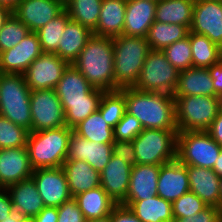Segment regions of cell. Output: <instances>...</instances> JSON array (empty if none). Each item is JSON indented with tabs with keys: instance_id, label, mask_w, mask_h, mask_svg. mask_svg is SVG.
Wrapping results in <instances>:
<instances>
[{
	"instance_id": "1",
	"label": "cell",
	"mask_w": 222,
	"mask_h": 222,
	"mask_svg": "<svg viewBox=\"0 0 222 222\" xmlns=\"http://www.w3.org/2000/svg\"><path fill=\"white\" fill-rule=\"evenodd\" d=\"M126 112L139 120L143 129L178 130L173 95L124 88Z\"/></svg>"
},
{
	"instance_id": "2",
	"label": "cell",
	"mask_w": 222,
	"mask_h": 222,
	"mask_svg": "<svg viewBox=\"0 0 222 222\" xmlns=\"http://www.w3.org/2000/svg\"><path fill=\"white\" fill-rule=\"evenodd\" d=\"M72 65L94 88L115 91L113 38L93 34Z\"/></svg>"
},
{
	"instance_id": "3",
	"label": "cell",
	"mask_w": 222,
	"mask_h": 222,
	"mask_svg": "<svg viewBox=\"0 0 222 222\" xmlns=\"http://www.w3.org/2000/svg\"><path fill=\"white\" fill-rule=\"evenodd\" d=\"M150 51L146 37H113L115 91L136 84Z\"/></svg>"
},
{
	"instance_id": "4",
	"label": "cell",
	"mask_w": 222,
	"mask_h": 222,
	"mask_svg": "<svg viewBox=\"0 0 222 222\" xmlns=\"http://www.w3.org/2000/svg\"><path fill=\"white\" fill-rule=\"evenodd\" d=\"M72 132L68 126L30 132L26 147L32 168L62 167Z\"/></svg>"
},
{
	"instance_id": "5",
	"label": "cell",
	"mask_w": 222,
	"mask_h": 222,
	"mask_svg": "<svg viewBox=\"0 0 222 222\" xmlns=\"http://www.w3.org/2000/svg\"><path fill=\"white\" fill-rule=\"evenodd\" d=\"M30 94L23 74L1 73L0 116L32 132Z\"/></svg>"
},
{
	"instance_id": "6",
	"label": "cell",
	"mask_w": 222,
	"mask_h": 222,
	"mask_svg": "<svg viewBox=\"0 0 222 222\" xmlns=\"http://www.w3.org/2000/svg\"><path fill=\"white\" fill-rule=\"evenodd\" d=\"M175 99L178 132L206 131L221 107L219 96H185Z\"/></svg>"
},
{
	"instance_id": "7",
	"label": "cell",
	"mask_w": 222,
	"mask_h": 222,
	"mask_svg": "<svg viewBox=\"0 0 222 222\" xmlns=\"http://www.w3.org/2000/svg\"><path fill=\"white\" fill-rule=\"evenodd\" d=\"M178 130L143 129L132 141L137 164L162 165L176 159Z\"/></svg>"
},
{
	"instance_id": "8",
	"label": "cell",
	"mask_w": 222,
	"mask_h": 222,
	"mask_svg": "<svg viewBox=\"0 0 222 222\" xmlns=\"http://www.w3.org/2000/svg\"><path fill=\"white\" fill-rule=\"evenodd\" d=\"M179 71L168 61L162 50H151L143 64L135 89L145 92L174 94Z\"/></svg>"
},
{
	"instance_id": "9",
	"label": "cell",
	"mask_w": 222,
	"mask_h": 222,
	"mask_svg": "<svg viewBox=\"0 0 222 222\" xmlns=\"http://www.w3.org/2000/svg\"><path fill=\"white\" fill-rule=\"evenodd\" d=\"M221 150L207 131L178 132L176 158L183 165L212 169Z\"/></svg>"
},
{
	"instance_id": "10",
	"label": "cell",
	"mask_w": 222,
	"mask_h": 222,
	"mask_svg": "<svg viewBox=\"0 0 222 222\" xmlns=\"http://www.w3.org/2000/svg\"><path fill=\"white\" fill-rule=\"evenodd\" d=\"M32 132L66 126L65 112L55 89L32 90Z\"/></svg>"
},
{
	"instance_id": "11",
	"label": "cell",
	"mask_w": 222,
	"mask_h": 222,
	"mask_svg": "<svg viewBox=\"0 0 222 222\" xmlns=\"http://www.w3.org/2000/svg\"><path fill=\"white\" fill-rule=\"evenodd\" d=\"M69 63L55 53H42L25 71L24 78L29 89H55Z\"/></svg>"
},
{
	"instance_id": "12",
	"label": "cell",
	"mask_w": 222,
	"mask_h": 222,
	"mask_svg": "<svg viewBox=\"0 0 222 222\" xmlns=\"http://www.w3.org/2000/svg\"><path fill=\"white\" fill-rule=\"evenodd\" d=\"M31 178L45 207H59L72 199L67 177L62 167L35 169Z\"/></svg>"
},
{
	"instance_id": "13",
	"label": "cell",
	"mask_w": 222,
	"mask_h": 222,
	"mask_svg": "<svg viewBox=\"0 0 222 222\" xmlns=\"http://www.w3.org/2000/svg\"><path fill=\"white\" fill-rule=\"evenodd\" d=\"M190 32L205 35L222 48V1H195Z\"/></svg>"
},
{
	"instance_id": "14",
	"label": "cell",
	"mask_w": 222,
	"mask_h": 222,
	"mask_svg": "<svg viewBox=\"0 0 222 222\" xmlns=\"http://www.w3.org/2000/svg\"><path fill=\"white\" fill-rule=\"evenodd\" d=\"M42 53L37 33L29 32L17 45L0 52V72L24 74Z\"/></svg>"
},
{
	"instance_id": "15",
	"label": "cell",
	"mask_w": 222,
	"mask_h": 222,
	"mask_svg": "<svg viewBox=\"0 0 222 222\" xmlns=\"http://www.w3.org/2000/svg\"><path fill=\"white\" fill-rule=\"evenodd\" d=\"M55 91L61 102L101 101L105 92L94 88L72 64L65 69Z\"/></svg>"
},
{
	"instance_id": "16",
	"label": "cell",
	"mask_w": 222,
	"mask_h": 222,
	"mask_svg": "<svg viewBox=\"0 0 222 222\" xmlns=\"http://www.w3.org/2000/svg\"><path fill=\"white\" fill-rule=\"evenodd\" d=\"M33 172L26 146L0 149L1 188L29 179Z\"/></svg>"
},
{
	"instance_id": "17",
	"label": "cell",
	"mask_w": 222,
	"mask_h": 222,
	"mask_svg": "<svg viewBox=\"0 0 222 222\" xmlns=\"http://www.w3.org/2000/svg\"><path fill=\"white\" fill-rule=\"evenodd\" d=\"M64 9L65 7L55 0H20L12 13L30 32H36Z\"/></svg>"
},
{
	"instance_id": "18",
	"label": "cell",
	"mask_w": 222,
	"mask_h": 222,
	"mask_svg": "<svg viewBox=\"0 0 222 222\" xmlns=\"http://www.w3.org/2000/svg\"><path fill=\"white\" fill-rule=\"evenodd\" d=\"M112 144L89 141L73 131L69 138L66 159L86 161L100 173L112 156Z\"/></svg>"
},
{
	"instance_id": "19",
	"label": "cell",
	"mask_w": 222,
	"mask_h": 222,
	"mask_svg": "<svg viewBox=\"0 0 222 222\" xmlns=\"http://www.w3.org/2000/svg\"><path fill=\"white\" fill-rule=\"evenodd\" d=\"M190 191L187 165L177 158L160 166L157 182V195L174 202L180 196Z\"/></svg>"
},
{
	"instance_id": "20",
	"label": "cell",
	"mask_w": 222,
	"mask_h": 222,
	"mask_svg": "<svg viewBox=\"0 0 222 222\" xmlns=\"http://www.w3.org/2000/svg\"><path fill=\"white\" fill-rule=\"evenodd\" d=\"M132 166L112 154L108 164L100 172L101 187L117 203L127 196Z\"/></svg>"
},
{
	"instance_id": "21",
	"label": "cell",
	"mask_w": 222,
	"mask_h": 222,
	"mask_svg": "<svg viewBox=\"0 0 222 222\" xmlns=\"http://www.w3.org/2000/svg\"><path fill=\"white\" fill-rule=\"evenodd\" d=\"M156 4L152 0H127L122 35L147 37L155 21Z\"/></svg>"
},
{
	"instance_id": "22",
	"label": "cell",
	"mask_w": 222,
	"mask_h": 222,
	"mask_svg": "<svg viewBox=\"0 0 222 222\" xmlns=\"http://www.w3.org/2000/svg\"><path fill=\"white\" fill-rule=\"evenodd\" d=\"M14 211L23 218H34L45 207L32 178L8 186Z\"/></svg>"
},
{
	"instance_id": "23",
	"label": "cell",
	"mask_w": 222,
	"mask_h": 222,
	"mask_svg": "<svg viewBox=\"0 0 222 222\" xmlns=\"http://www.w3.org/2000/svg\"><path fill=\"white\" fill-rule=\"evenodd\" d=\"M190 192L195 193L208 206L220 208V177L207 168L187 165Z\"/></svg>"
},
{
	"instance_id": "24",
	"label": "cell",
	"mask_w": 222,
	"mask_h": 222,
	"mask_svg": "<svg viewBox=\"0 0 222 222\" xmlns=\"http://www.w3.org/2000/svg\"><path fill=\"white\" fill-rule=\"evenodd\" d=\"M160 166L149 164L132 166L129 189L124 201H139L157 195Z\"/></svg>"
},
{
	"instance_id": "25",
	"label": "cell",
	"mask_w": 222,
	"mask_h": 222,
	"mask_svg": "<svg viewBox=\"0 0 222 222\" xmlns=\"http://www.w3.org/2000/svg\"><path fill=\"white\" fill-rule=\"evenodd\" d=\"M72 197L101 185L100 173L86 161L66 159L62 166Z\"/></svg>"
},
{
	"instance_id": "26",
	"label": "cell",
	"mask_w": 222,
	"mask_h": 222,
	"mask_svg": "<svg viewBox=\"0 0 222 222\" xmlns=\"http://www.w3.org/2000/svg\"><path fill=\"white\" fill-rule=\"evenodd\" d=\"M214 96V84L208 68L191 67L179 72L173 97Z\"/></svg>"
},
{
	"instance_id": "27",
	"label": "cell",
	"mask_w": 222,
	"mask_h": 222,
	"mask_svg": "<svg viewBox=\"0 0 222 222\" xmlns=\"http://www.w3.org/2000/svg\"><path fill=\"white\" fill-rule=\"evenodd\" d=\"M127 0H102L96 36L116 37L123 34Z\"/></svg>"
},
{
	"instance_id": "28",
	"label": "cell",
	"mask_w": 222,
	"mask_h": 222,
	"mask_svg": "<svg viewBox=\"0 0 222 222\" xmlns=\"http://www.w3.org/2000/svg\"><path fill=\"white\" fill-rule=\"evenodd\" d=\"M93 35V31L78 22L70 20L59 38L57 52L61 59L72 64L85 47L87 41Z\"/></svg>"
},
{
	"instance_id": "29",
	"label": "cell",
	"mask_w": 222,
	"mask_h": 222,
	"mask_svg": "<svg viewBox=\"0 0 222 222\" xmlns=\"http://www.w3.org/2000/svg\"><path fill=\"white\" fill-rule=\"evenodd\" d=\"M142 222H174L172 202L158 195L139 201H123Z\"/></svg>"
},
{
	"instance_id": "30",
	"label": "cell",
	"mask_w": 222,
	"mask_h": 222,
	"mask_svg": "<svg viewBox=\"0 0 222 222\" xmlns=\"http://www.w3.org/2000/svg\"><path fill=\"white\" fill-rule=\"evenodd\" d=\"M74 199L86 220L108 217L117 205L101 186L80 193Z\"/></svg>"
},
{
	"instance_id": "31",
	"label": "cell",
	"mask_w": 222,
	"mask_h": 222,
	"mask_svg": "<svg viewBox=\"0 0 222 222\" xmlns=\"http://www.w3.org/2000/svg\"><path fill=\"white\" fill-rule=\"evenodd\" d=\"M195 0H159L156 4L155 21L185 25L192 24Z\"/></svg>"
},
{
	"instance_id": "32",
	"label": "cell",
	"mask_w": 222,
	"mask_h": 222,
	"mask_svg": "<svg viewBox=\"0 0 222 222\" xmlns=\"http://www.w3.org/2000/svg\"><path fill=\"white\" fill-rule=\"evenodd\" d=\"M192 67L208 68L222 60V48L207 36L189 31Z\"/></svg>"
},
{
	"instance_id": "33",
	"label": "cell",
	"mask_w": 222,
	"mask_h": 222,
	"mask_svg": "<svg viewBox=\"0 0 222 222\" xmlns=\"http://www.w3.org/2000/svg\"><path fill=\"white\" fill-rule=\"evenodd\" d=\"M190 29L185 25L161 23L154 21L147 34L151 50H163L188 36Z\"/></svg>"
},
{
	"instance_id": "34",
	"label": "cell",
	"mask_w": 222,
	"mask_h": 222,
	"mask_svg": "<svg viewBox=\"0 0 222 222\" xmlns=\"http://www.w3.org/2000/svg\"><path fill=\"white\" fill-rule=\"evenodd\" d=\"M73 131L89 141L98 143H113L115 141L113 128L106 123L99 110L76 125Z\"/></svg>"
},
{
	"instance_id": "35",
	"label": "cell",
	"mask_w": 222,
	"mask_h": 222,
	"mask_svg": "<svg viewBox=\"0 0 222 222\" xmlns=\"http://www.w3.org/2000/svg\"><path fill=\"white\" fill-rule=\"evenodd\" d=\"M102 0H69L64 6L71 20L92 31L98 24Z\"/></svg>"
},
{
	"instance_id": "36",
	"label": "cell",
	"mask_w": 222,
	"mask_h": 222,
	"mask_svg": "<svg viewBox=\"0 0 222 222\" xmlns=\"http://www.w3.org/2000/svg\"><path fill=\"white\" fill-rule=\"evenodd\" d=\"M70 20L69 14L64 9L57 17L53 18L46 25L36 31L42 52H57L59 38L64 33L66 24Z\"/></svg>"
},
{
	"instance_id": "37",
	"label": "cell",
	"mask_w": 222,
	"mask_h": 222,
	"mask_svg": "<svg viewBox=\"0 0 222 222\" xmlns=\"http://www.w3.org/2000/svg\"><path fill=\"white\" fill-rule=\"evenodd\" d=\"M98 110L106 123L114 128L126 112L124 88L116 91H106L101 97Z\"/></svg>"
},
{
	"instance_id": "38",
	"label": "cell",
	"mask_w": 222,
	"mask_h": 222,
	"mask_svg": "<svg viewBox=\"0 0 222 222\" xmlns=\"http://www.w3.org/2000/svg\"><path fill=\"white\" fill-rule=\"evenodd\" d=\"M29 32L28 27L11 13L0 29V52L17 45Z\"/></svg>"
},
{
	"instance_id": "39",
	"label": "cell",
	"mask_w": 222,
	"mask_h": 222,
	"mask_svg": "<svg viewBox=\"0 0 222 222\" xmlns=\"http://www.w3.org/2000/svg\"><path fill=\"white\" fill-rule=\"evenodd\" d=\"M30 131L0 116V149L27 145Z\"/></svg>"
},
{
	"instance_id": "40",
	"label": "cell",
	"mask_w": 222,
	"mask_h": 222,
	"mask_svg": "<svg viewBox=\"0 0 222 222\" xmlns=\"http://www.w3.org/2000/svg\"><path fill=\"white\" fill-rule=\"evenodd\" d=\"M168 61L180 72L192 67V53L189 34L163 50Z\"/></svg>"
},
{
	"instance_id": "41",
	"label": "cell",
	"mask_w": 222,
	"mask_h": 222,
	"mask_svg": "<svg viewBox=\"0 0 222 222\" xmlns=\"http://www.w3.org/2000/svg\"><path fill=\"white\" fill-rule=\"evenodd\" d=\"M64 112L66 126L74 128L80 122L88 118L99 108L100 101H78V102H61Z\"/></svg>"
},
{
	"instance_id": "42",
	"label": "cell",
	"mask_w": 222,
	"mask_h": 222,
	"mask_svg": "<svg viewBox=\"0 0 222 222\" xmlns=\"http://www.w3.org/2000/svg\"><path fill=\"white\" fill-rule=\"evenodd\" d=\"M207 206L195 193L189 191L172 202L174 222L179 218L194 216Z\"/></svg>"
},
{
	"instance_id": "43",
	"label": "cell",
	"mask_w": 222,
	"mask_h": 222,
	"mask_svg": "<svg viewBox=\"0 0 222 222\" xmlns=\"http://www.w3.org/2000/svg\"><path fill=\"white\" fill-rule=\"evenodd\" d=\"M143 130L139 120L125 112L121 121L113 128L115 141H133Z\"/></svg>"
},
{
	"instance_id": "44",
	"label": "cell",
	"mask_w": 222,
	"mask_h": 222,
	"mask_svg": "<svg viewBox=\"0 0 222 222\" xmlns=\"http://www.w3.org/2000/svg\"><path fill=\"white\" fill-rule=\"evenodd\" d=\"M58 220L57 222H85L86 219L81 212L77 201L72 198L69 201L64 202L57 208Z\"/></svg>"
},
{
	"instance_id": "45",
	"label": "cell",
	"mask_w": 222,
	"mask_h": 222,
	"mask_svg": "<svg viewBox=\"0 0 222 222\" xmlns=\"http://www.w3.org/2000/svg\"><path fill=\"white\" fill-rule=\"evenodd\" d=\"M112 151V154L119 157L123 162L131 166L137 164L135 147L132 141H114Z\"/></svg>"
},
{
	"instance_id": "46",
	"label": "cell",
	"mask_w": 222,
	"mask_h": 222,
	"mask_svg": "<svg viewBox=\"0 0 222 222\" xmlns=\"http://www.w3.org/2000/svg\"><path fill=\"white\" fill-rule=\"evenodd\" d=\"M175 222H222V209L207 206L194 216L179 218Z\"/></svg>"
},
{
	"instance_id": "47",
	"label": "cell",
	"mask_w": 222,
	"mask_h": 222,
	"mask_svg": "<svg viewBox=\"0 0 222 222\" xmlns=\"http://www.w3.org/2000/svg\"><path fill=\"white\" fill-rule=\"evenodd\" d=\"M110 222H142L126 206L117 204L111 211Z\"/></svg>"
},
{
	"instance_id": "48",
	"label": "cell",
	"mask_w": 222,
	"mask_h": 222,
	"mask_svg": "<svg viewBox=\"0 0 222 222\" xmlns=\"http://www.w3.org/2000/svg\"><path fill=\"white\" fill-rule=\"evenodd\" d=\"M211 78L214 84V96H219L222 99V60L208 67Z\"/></svg>"
},
{
	"instance_id": "49",
	"label": "cell",
	"mask_w": 222,
	"mask_h": 222,
	"mask_svg": "<svg viewBox=\"0 0 222 222\" xmlns=\"http://www.w3.org/2000/svg\"><path fill=\"white\" fill-rule=\"evenodd\" d=\"M13 212L14 208L7 189L0 187V222Z\"/></svg>"
},
{
	"instance_id": "50",
	"label": "cell",
	"mask_w": 222,
	"mask_h": 222,
	"mask_svg": "<svg viewBox=\"0 0 222 222\" xmlns=\"http://www.w3.org/2000/svg\"><path fill=\"white\" fill-rule=\"evenodd\" d=\"M206 131L222 147V108Z\"/></svg>"
},
{
	"instance_id": "51",
	"label": "cell",
	"mask_w": 222,
	"mask_h": 222,
	"mask_svg": "<svg viewBox=\"0 0 222 222\" xmlns=\"http://www.w3.org/2000/svg\"><path fill=\"white\" fill-rule=\"evenodd\" d=\"M34 222H57V207H44L43 210L33 218Z\"/></svg>"
},
{
	"instance_id": "52",
	"label": "cell",
	"mask_w": 222,
	"mask_h": 222,
	"mask_svg": "<svg viewBox=\"0 0 222 222\" xmlns=\"http://www.w3.org/2000/svg\"><path fill=\"white\" fill-rule=\"evenodd\" d=\"M11 13L12 11L8 7L0 5V29Z\"/></svg>"
},
{
	"instance_id": "53",
	"label": "cell",
	"mask_w": 222,
	"mask_h": 222,
	"mask_svg": "<svg viewBox=\"0 0 222 222\" xmlns=\"http://www.w3.org/2000/svg\"><path fill=\"white\" fill-rule=\"evenodd\" d=\"M212 170L219 176L222 177V150L219 153L218 158L215 161V164L212 168Z\"/></svg>"
},
{
	"instance_id": "54",
	"label": "cell",
	"mask_w": 222,
	"mask_h": 222,
	"mask_svg": "<svg viewBox=\"0 0 222 222\" xmlns=\"http://www.w3.org/2000/svg\"><path fill=\"white\" fill-rule=\"evenodd\" d=\"M22 219L23 217L14 211L10 216H7L1 222H20Z\"/></svg>"
},
{
	"instance_id": "55",
	"label": "cell",
	"mask_w": 222,
	"mask_h": 222,
	"mask_svg": "<svg viewBox=\"0 0 222 222\" xmlns=\"http://www.w3.org/2000/svg\"><path fill=\"white\" fill-rule=\"evenodd\" d=\"M19 1L20 0H0V5L8 7L12 11Z\"/></svg>"
},
{
	"instance_id": "56",
	"label": "cell",
	"mask_w": 222,
	"mask_h": 222,
	"mask_svg": "<svg viewBox=\"0 0 222 222\" xmlns=\"http://www.w3.org/2000/svg\"><path fill=\"white\" fill-rule=\"evenodd\" d=\"M85 222H110V216L102 218V219L86 220Z\"/></svg>"
},
{
	"instance_id": "57",
	"label": "cell",
	"mask_w": 222,
	"mask_h": 222,
	"mask_svg": "<svg viewBox=\"0 0 222 222\" xmlns=\"http://www.w3.org/2000/svg\"><path fill=\"white\" fill-rule=\"evenodd\" d=\"M220 208L222 209V177H220Z\"/></svg>"
},
{
	"instance_id": "58",
	"label": "cell",
	"mask_w": 222,
	"mask_h": 222,
	"mask_svg": "<svg viewBox=\"0 0 222 222\" xmlns=\"http://www.w3.org/2000/svg\"><path fill=\"white\" fill-rule=\"evenodd\" d=\"M20 222H34L33 218H23Z\"/></svg>"
},
{
	"instance_id": "59",
	"label": "cell",
	"mask_w": 222,
	"mask_h": 222,
	"mask_svg": "<svg viewBox=\"0 0 222 222\" xmlns=\"http://www.w3.org/2000/svg\"><path fill=\"white\" fill-rule=\"evenodd\" d=\"M55 1L60 2L63 6H65L69 2V0H55Z\"/></svg>"
}]
</instances>
